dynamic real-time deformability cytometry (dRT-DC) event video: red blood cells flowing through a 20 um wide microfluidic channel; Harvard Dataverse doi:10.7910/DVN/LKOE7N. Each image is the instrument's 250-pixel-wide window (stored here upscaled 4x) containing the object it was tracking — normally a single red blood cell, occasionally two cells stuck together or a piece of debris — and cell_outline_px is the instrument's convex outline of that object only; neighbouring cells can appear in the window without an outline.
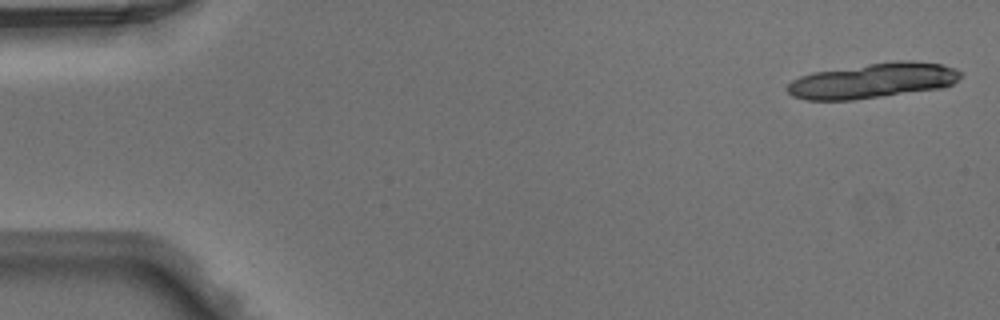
{"species": "Egyptian fruit bat (a non-hibernating species)", "species_latin": "Rousettus aegyptiacus", "temperature_condition": "warm", "stored_images_in_passage": 35, "camera_frame_rate_fps": 3000, "um_per_image_px": 0.085, "animal": {"sex": "male"}, "frame": {"image": 1, "passage_image": 1, "time_ms": 0.0, "image_size_px": [1000, 320], "cell_outline_px": [[960, 76], [952, 84], [944, 88], [852, 100], [808, 100], [792, 96], [788, 92], [788, 84], [792, 80], [800, 76], [812, 72], [896, 60], [912, 60], [940, 64], [956, 68], [960, 72]], "centroid_in_image_um": [74.2, 6.85], "position_along_channel_um": 10.8, "area_um2": 35.43}}
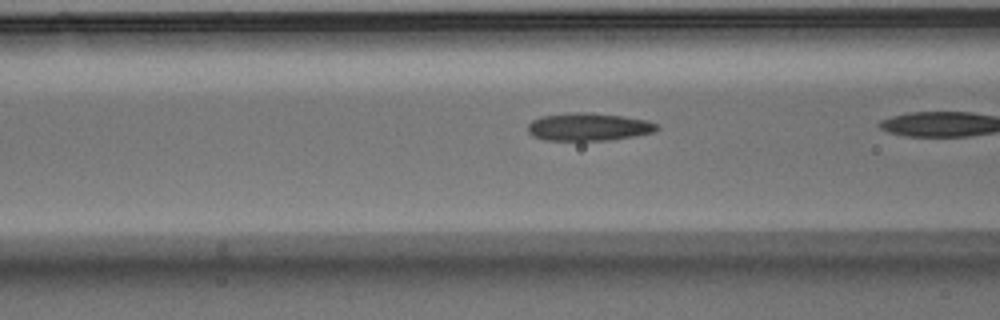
{"frame": {"image": 2, "passage_image": 17, "time_ms": 5.333, "image_size_px": [1000, 320], "cell_outline_px": [[660, 128], [652, 132], [636, 136], [608, 140], [544, 140], [532, 136], [528, 132], [528, 124], [532, 120], [540, 116], [568, 112], [588, 112], [624, 116], [648, 120], [660, 124]], "centroid_in_image_um": [50.04, 10.77], "position_along_channel_um": 116.6, "area_um2": 21.21}}